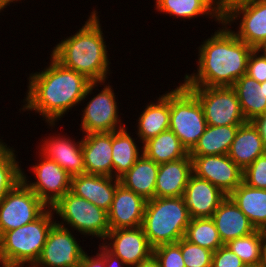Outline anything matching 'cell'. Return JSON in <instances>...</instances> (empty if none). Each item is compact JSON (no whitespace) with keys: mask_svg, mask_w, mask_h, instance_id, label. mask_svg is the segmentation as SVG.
<instances>
[{"mask_svg":"<svg viewBox=\"0 0 266 267\" xmlns=\"http://www.w3.org/2000/svg\"><path fill=\"white\" fill-rule=\"evenodd\" d=\"M50 65L41 72L31 73L23 111H35L49 126H55L67 111L92 94L97 84L86 76L59 63L52 55Z\"/></svg>","mask_w":266,"mask_h":267,"instance_id":"1","label":"cell"},{"mask_svg":"<svg viewBox=\"0 0 266 267\" xmlns=\"http://www.w3.org/2000/svg\"><path fill=\"white\" fill-rule=\"evenodd\" d=\"M224 25L199 46L197 73L185 75V86L232 87L246 74L247 62L254 49L237 38Z\"/></svg>","mask_w":266,"mask_h":267,"instance_id":"2","label":"cell"},{"mask_svg":"<svg viewBox=\"0 0 266 267\" xmlns=\"http://www.w3.org/2000/svg\"><path fill=\"white\" fill-rule=\"evenodd\" d=\"M97 13L92 11L84 26L58 43L51 55L63 66L83 74L90 81L104 82L110 62Z\"/></svg>","mask_w":266,"mask_h":267,"instance_id":"3","label":"cell"},{"mask_svg":"<svg viewBox=\"0 0 266 267\" xmlns=\"http://www.w3.org/2000/svg\"><path fill=\"white\" fill-rule=\"evenodd\" d=\"M190 220L183 196L154 197L146 202L142 227L154 248L177 243L184 237Z\"/></svg>","mask_w":266,"mask_h":267,"instance_id":"4","label":"cell"},{"mask_svg":"<svg viewBox=\"0 0 266 267\" xmlns=\"http://www.w3.org/2000/svg\"><path fill=\"white\" fill-rule=\"evenodd\" d=\"M50 209V210H49ZM49 207L39 218L0 236V259L9 267H33L39 260L54 221Z\"/></svg>","mask_w":266,"mask_h":267,"instance_id":"5","label":"cell"},{"mask_svg":"<svg viewBox=\"0 0 266 267\" xmlns=\"http://www.w3.org/2000/svg\"><path fill=\"white\" fill-rule=\"evenodd\" d=\"M204 110L196 95L183 83L170 91V126L190 151L206 130Z\"/></svg>","mask_w":266,"mask_h":267,"instance_id":"6","label":"cell"},{"mask_svg":"<svg viewBox=\"0 0 266 267\" xmlns=\"http://www.w3.org/2000/svg\"><path fill=\"white\" fill-rule=\"evenodd\" d=\"M53 213L58 214L61 223H56L64 228L68 224L83 235L105 239L110 231L108 212L84 198L67 192L52 207Z\"/></svg>","mask_w":266,"mask_h":267,"instance_id":"7","label":"cell"},{"mask_svg":"<svg viewBox=\"0 0 266 267\" xmlns=\"http://www.w3.org/2000/svg\"><path fill=\"white\" fill-rule=\"evenodd\" d=\"M238 17L242 18L239 29L237 32L233 31L238 39L254 49L266 42V0L225 1L222 22L231 25Z\"/></svg>","mask_w":266,"mask_h":267,"instance_id":"8","label":"cell"},{"mask_svg":"<svg viewBox=\"0 0 266 267\" xmlns=\"http://www.w3.org/2000/svg\"><path fill=\"white\" fill-rule=\"evenodd\" d=\"M49 207L23 182L20 181L0 201V236L33 222Z\"/></svg>","mask_w":266,"mask_h":267,"instance_id":"9","label":"cell"},{"mask_svg":"<svg viewBox=\"0 0 266 267\" xmlns=\"http://www.w3.org/2000/svg\"><path fill=\"white\" fill-rule=\"evenodd\" d=\"M201 103L205 119L211 126L241 125L246 121L232 87L186 86Z\"/></svg>","mask_w":266,"mask_h":267,"instance_id":"10","label":"cell"},{"mask_svg":"<svg viewBox=\"0 0 266 267\" xmlns=\"http://www.w3.org/2000/svg\"><path fill=\"white\" fill-rule=\"evenodd\" d=\"M39 164L32 166L36 182L27 181L22 171V181L48 206L52 207L70 191L71 176L55 161L47 159L41 153ZM43 158V159H42Z\"/></svg>","mask_w":266,"mask_h":267,"instance_id":"11","label":"cell"},{"mask_svg":"<svg viewBox=\"0 0 266 267\" xmlns=\"http://www.w3.org/2000/svg\"><path fill=\"white\" fill-rule=\"evenodd\" d=\"M85 251L67 227L56 223L49 230L39 260L33 267H79Z\"/></svg>","mask_w":266,"mask_h":267,"instance_id":"12","label":"cell"},{"mask_svg":"<svg viewBox=\"0 0 266 267\" xmlns=\"http://www.w3.org/2000/svg\"><path fill=\"white\" fill-rule=\"evenodd\" d=\"M112 89L110 84L104 85L103 90L87 102V106L82 111L80 125L85 134L109 133L125 127L118 117L119 108Z\"/></svg>","mask_w":266,"mask_h":267,"instance_id":"13","label":"cell"},{"mask_svg":"<svg viewBox=\"0 0 266 267\" xmlns=\"http://www.w3.org/2000/svg\"><path fill=\"white\" fill-rule=\"evenodd\" d=\"M190 157L193 174L208 180L226 195H230L243 182V170L228 154Z\"/></svg>","mask_w":266,"mask_h":267,"instance_id":"14","label":"cell"},{"mask_svg":"<svg viewBox=\"0 0 266 267\" xmlns=\"http://www.w3.org/2000/svg\"><path fill=\"white\" fill-rule=\"evenodd\" d=\"M105 240L110 243L106 241L104 246L120 258L126 267H134L153 254V247L149 244L142 226L110 230L104 242Z\"/></svg>","mask_w":266,"mask_h":267,"instance_id":"15","label":"cell"},{"mask_svg":"<svg viewBox=\"0 0 266 267\" xmlns=\"http://www.w3.org/2000/svg\"><path fill=\"white\" fill-rule=\"evenodd\" d=\"M146 202L143 197L119 184L108 211L110 230L142 226Z\"/></svg>","mask_w":266,"mask_h":267,"instance_id":"16","label":"cell"},{"mask_svg":"<svg viewBox=\"0 0 266 267\" xmlns=\"http://www.w3.org/2000/svg\"><path fill=\"white\" fill-rule=\"evenodd\" d=\"M227 195L206 179L191 174L183 198L190 218L212 217Z\"/></svg>","mask_w":266,"mask_h":267,"instance_id":"17","label":"cell"},{"mask_svg":"<svg viewBox=\"0 0 266 267\" xmlns=\"http://www.w3.org/2000/svg\"><path fill=\"white\" fill-rule=\"evenodd\" d=\"M119 184L115 177L85 173L71 177L70 192L108 212Z\"/></svg>","mask_w":266,"mask_h":267,"instance_id":"18","label":"cell"},{"mask_svg":"<svg viewBox=\"0 0 266 267\" xmlns=\"http://www.w3.org/2000/svg\"><path fill=\"white\" fill-rule=\"evenodd\" d=\"M50 136L40 145V151L47 159L55 161L71 177L85 174L82 139L75 143L70 137Z\"/></svg>","mask_w":266,"mask_h":267,"instance_id":"19","label":"cell"},{"mask_svg":"<svg viewBox=\"0 0 266 267\" xmlns=\"http://www.w3.org/2000/svg\"><path fill=\"white\" fill-rule=\"evenodd\" d=\"M82 151L86 174L113 177L112 132L84 135Z\"/></svg>","mask_w":266,"mask_h":267,"instance_id":"20","label":"cell"},{"mask_svg":"<svg viewBox=\"0 0 266 267\" xmlns=\"http://www.w3.org/2000/svg\"><path fill=\"white\" fill-rule=\"evenodd\" d=\"M211 218L224 245L256 230L229 195L221 201Z\"/></svg>","mask_w":266,"mask_h":267,"instance_id":"21","label":"cell"},{"mask_svg":"<svg viewBox=\"0 0 266 267\" xmlns=\"http://www.w3.org/2000/svg\"><path fill=\"white\" fill-rule=\"evenodd\" d=\"M192 171V158L159 164L156 179L155 197H181Z\"/></svg>","mask_w":266,"mask_h":267,"instance_id":"22","label":"cell"},{"mask_svg":"<svg viewBox=\"0 0 266 267\" xmlns=\"http://www.w3.org/2000/svg\"><path fill=\"white\" fill-rule=\"evenodd\" d=\"M265 153L264 142L252 121L241 124L231 144L228 156L244 170L257 157Z\"/></svg>","mask_w":266,"mask_h":267,"instance_id":"23","label":"cell"},{"mask_svg":"<svg viewBox=\"0 0 266 267\" xmlns=\"http://www.w3.org/2000/svg\"><path fill=\"white\" fill-rule=\"evenodd\" d=\"M157 11L170 14L177 19H192L207 16L222 23L223 4L221 0H156Z\"/></svg>","mask_w":266,"mask_h":267,"instance_id":"24","label":"cell"},{"mask_svg":"<svg viewBox=\"0 0 266 267\" xmlns=\"http://www.w3.org/2000/svg\"><path fill=\"white\" fill-rule=\"evenodd\" d=\"M158 169L159 164L142 153L136 163L119 178L120 184L146 201L151 200L155 197Z\"/></svg>","mask_w":266,"mask_h":267,"instance_id":"25","label":"cell"},{"mask_svg":"<svg viewBox=\"0 0 266 267\" xmlns=\"http://www.w3.org/2000/svg\"><path fill=\"white\" fill-rule=\"evenodd\" d=\"M150 102L138 117L137 135L143 144L150 138L157 136L170 126V92Z\"/></svg>","mask_w":266,"mask_h":267,"instance_id":"26","label":"cell"},{"mask_svg":"<svg viewBox=\"0 0 266 267\" xmlns=\"http://www.w3.org/2000/svg\"><path fill=\"white\" fill-rule=\"evenodd\" d=\"M229 196L256 229L266 231V189L242 182Z\"/></svg>","mask_w":266,"mask_h":267,"instance_id":"27","label":"cell"},{"mask_svg":"<svg viewBox=\"0 0 266 267\" xmlns=\"http://www.w3.org/2000/svg\"><path fill=\"white\" fill-rule=\"evenodd\" d=\"M240 125H208L198 142L189 151L190 156L228 154Z\"/></svg>","mask_w":266,"mask_h":267,"instance_id":"28","label":"cell"},{"mask_svg":"<svg viewBox=\"0 0 266 267\" xmlns=\"http://www.w3.org/2000/svg\"><path fill=\"white\" fill-rule=\"evenodd\" d=\"M142 153L157 164L190 157L189 151L170 129L143 143Z\"/></svg>","mask_w":266,"mask_h":267,"instance_id":"29","label":"cell"},{"mask_svg":"<svg viewBox=\"0 0 266 267\" xmlns=\"http://www.w3.org/2000/svg\"><path fill=\"white\" fill-rule=\"evenodd\" d=\"M242 113L246 121L266 113V97L263 94V83L257 82L248 75H243L233 84Z\"/></svg>","mask_w":266,"mask_h":267,"instance_id":"30","label":"cell"},{"mask_svg":"<svg viewBox=\"0 0 266 267\" xmlns=\"http://www.w3.org/2000/svg\"><path fill=\"white\" fill-rule=\"evenodd\" d=\"M126 126L112 132V164L113 177L120 178L124 175L142 155L139 147L126 131ZM141 152V154H139Z\"/></svg>","mask_w":266,"mask_h":267,"instance_id":"31","label":"cell"},{"mask_svg":"<svg viewBox=\"0 0 266 267\" xmlns=\"http://www.w3.org/2000/svg\"><path fill=\"white\" fill-rule=\"evenodd\" d=\"M184 238L213 252L224 245L211 217L192 218L186 228Z\"/></svg>","mask_w":266,"mask_h":267,"instance_id":"32","label":"cell"},{"mask_svg":"<svg viewBox=\"0 0 266 267\" xmlns=\"http://www.w3.org/2000/svg\"><path fill=\"white\" fill-rule=\"evenodd\" d=\"M266 231L256 229L249 235L238 237L225 245L234 252L245 265L261 262L262 244Z\"/></svg>","mask_w":266,"mask_h":267,"instance_id":"33","label":"cell"},{"mask_svg":"<svg viewBox=\"0 0 266 267\" xmlns=\"http://www.w3.org/2000/svg\"><path fill=\"white\" fill-rule=\"evenodd\" d=\"M14 152L5 142L0 145V201L22 181V168Z\"/></svg>","mask_w":266,"mask_h":267,"instance_id":"34","label":"cell"},{"mask_svg":"<svg viewBox=\"0 0 266 267\" xmlns=\"http://www.w3.org/2000/svg\"><path fill=\"white\" fill-rule=\"evenodd\" d=\"M186 267H211L213 251L198 246L184 237L177 242Z\"/></svg>","mask_w":266,"mask_h":267,"instance_id":"35","label":"cell"},{"mask_svg":"<svg viewBox=\"0 0 266 267\" xmlns=\"http://www.w3.org/2000/svg\"><path fill=\"white\" fill-rule=\"evenodd\" d=\"M160 267H186L178 243L161 244L153 248Z\"/></svg>","mask_w":266,"mask_h":267,"instance_id":"36","label":"cell"},{"mask_svg":"<svg viewBox=\"0 0 266 267\" xmlns=\"http://www.w3.org/2000/svg\"><path fill=\"white\" fill-rule=\"evenodd\" d=\"M243 182L254 188L266 189V153L243 170Z\"/></svg>","mask_w":266,"mask_h":267,"instance_id":"37","label":"cell"},{"mask_svg":"<svg viewBox=\"0 0 266 267\" xmlns=\"http://www.w3.org/2000/svg\"><path fill=\"white\" fill-rule=\"evenodd\" d=\"M259 53L260 52L257 49H253L250 53L247 62L246 75L261 84L266 81V57Z\"/></svg>","mask_w":266,"mask_h":267,"instance_id":"38","label":"cell"},{"mask_svg":"<svg viewBox=\"0 0 266 267\" xmlns=\"http://www.w3.org/2000/svg\"><path fill=\"white\" fill-rule=\"evenodd\" d=\"M211 267H245V264L226 245H223L213 252Z\"/></svg>","mask_w":266,"mask_h":267,"instance_id":"39","label":"cell"},{"mask_svg":"<svg viewBox=\"0 0 266 267\" xmlns=\"http://www.w3.org/2000/svg\"><path fill=\"white\" fill-rule=\"evenodd\" d=\"M99 252L98 253L105 261L106 267H124L126 266L123 261L118 258L116 255L111 253L102 243L99 245Z\"/></svg>","mask_w":266,"mask_h":267,"instance_id":"40","label":"cell"},{"mask_svg":"<svg viewBox=\"0 0 266 267\" xmlns=\"http://www.w3.org/2000/svg\"><path fill=\"white\" fill-rule=\"evenodd\" d=\"M79 267H106V264L98 253L94 257H90L85 253L80 261Z\"/></svg>","mask_w":266,"mask_h":267,"instance_id":"41","label":"cell"},{"mask_svg":"<svg viewBox=\"0 0 266 267\" xmlns=\"http://www.w3.org/2000/svg\"><path fill=\"white\" fill-rule=\"evenodd\" d=\"M252 123L256 126L266 147V113L256 117Z\"/></svg>","mask_w":266,"mask_h":267,"instance_id":"42","label":"cell"},{"mask_svg":"<svg viewBox=\"0 0 266 267\" xmlns=\"http://www.w3.org/2000/svg\"><path fill=\"white\" fill-rule=\"evenodd\" d=\"M134 267H160L158 260L152 254L148 259L141 261L138 265Z\"/></svg>","mask_w":266,"mask_h":267,"instance_id":"43","label":"cell"},{"mask_svg":"<svg viewBox=\"0 0 266 267\" xmlns=\"http://www.w3.org/2000/svg\"><path fill=\"white\" fill-rule=\"evenodd\" d=\"M260 264L263 267H266V232L264 234L263 244H262V253H261V262Z\"/></svg>","mask_w":266,"mask_h":267,"instance_id":"44","label":"cell"},{"mask_svg":"<svg viewBox=\"0 0 266 267\" xmlns=\"http://www.w3.org/2000/svg\"><path fill=\"white\" fill-rule=\"evenodd\" d=\"M11 2L13 3V0H0V12L8 5H10Z\"/></svg>","mask_w":266,"mask_h":267,"instance_id":"45","label":"cell"},{"mask_svg":"<svg viewBox=\"0 0 266 267\" xmlns=\"http://www.w3.org/2000/svg\"><path fill=\"white\" fill-rule=\"evenodd\" d=\"M257 50L259 52H263L262 54L266 57V42L262 43L258 48Z\"/></svg>","mask_w":266,"mask_h":267,"instance_id":"46","label":"cell"},{"mask_svg":"<svg viewBox=\"0 0 266 267\" xmlns=\"http://www.w3.org/2000/svg\"><path fill=\"white\" fill-rule=\"evenodd\" d=\"M245 267H263L260 263L254 265H245Z\"/></svg>","mask_w":266,"mask_h":267,"instance_id":"47","label":"cell"},{"mask_svg":"<svg viewBox=\"0 0 266 267\" xmlns=\"http://www.w3.org/2000/svg\"><path fill=\"white\" fill-rule=\"evenodd\" d=\"M263 94L266 97V81L263 83Z\"/></svg>","mask_w":266,"mask_h":267,"instance_id":"48","label":"cell"},{"mask_svg":"<svg viewBox=\"0 0 266 267\" xmlns=\"http://www.w3.org/2000/svg\"><path fill=\"white\" fill-rule=\"evenodd\" d=\"M0 264L2 265V267H9L7 264H5L1 259H0ZM1 267V266H0Z\"/></svg>","mask_w":266,"mask_h":267,"instance_id":"49","label":"cell"}]
</instances>
